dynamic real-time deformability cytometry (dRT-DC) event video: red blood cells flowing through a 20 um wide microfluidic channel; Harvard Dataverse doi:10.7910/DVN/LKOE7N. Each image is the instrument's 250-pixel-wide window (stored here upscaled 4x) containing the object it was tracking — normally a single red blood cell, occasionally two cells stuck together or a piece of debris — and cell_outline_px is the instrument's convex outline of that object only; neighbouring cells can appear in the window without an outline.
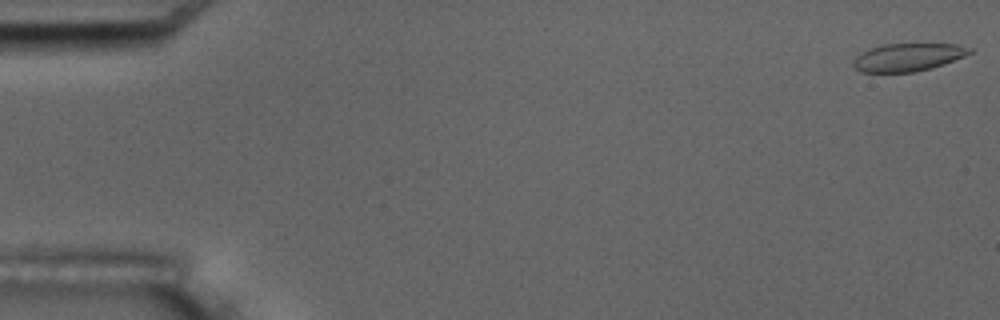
{"species": "common noctule bat (a hibernating species)", "species_latin": "Nyctalus noctula", "temperature_condition": "room temperature", "stored_images_in_passage": 7, "camera_frame_rate_fps": 3000, "um_per_image_px": 0.085, "animal": {"sex": "male", "body_mass_g": 17.5, "forearm_length_mm": 52.3}, "frame": {"image": 1, "passage_image": 1, "time_ms": 0.0, "image_size_px": [1000, 320], "cell_outline_px": [[976, 48], [972, 52], [964, 56], [944, 64], [932, 68], [916, 72], [860, 72], [852, 64], [852, 60], [856, 56], [868, 48], [884, 44], [956, 44]], "centroid_in_image_um": [77.18, 4.86], "position_along_channel_um": 7.8, "area_um2": 19.07}}